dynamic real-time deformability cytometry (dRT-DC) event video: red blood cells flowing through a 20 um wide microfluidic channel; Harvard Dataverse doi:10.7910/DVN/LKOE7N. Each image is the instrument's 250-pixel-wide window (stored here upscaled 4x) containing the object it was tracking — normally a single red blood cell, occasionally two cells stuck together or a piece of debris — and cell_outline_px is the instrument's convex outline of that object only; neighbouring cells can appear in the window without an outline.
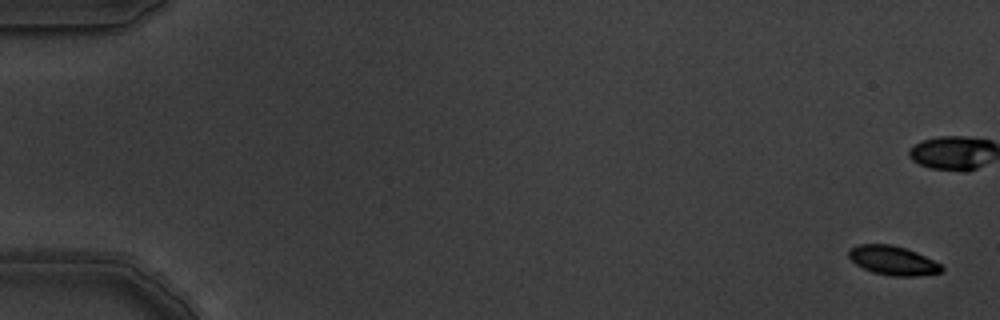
{"species": "common noctule bat (a hibernating species)", "species_latin": "Nyctalus noctula", "temperature_condition": "warm", "stored_images_in_passage": 7, "segment_of_instrument_passage": [1, 2], "camera_frame_rate_fps": 3000, "um_per_image_px": 0.085, "animal": {"sex": "male", "body_mass_g": 19.5, "forearm_length_mm": 54.6}, "frame": {"image": 1, "passage_image": 1, "time_ms": 0.0, "image_size_px": [1000, 320], "cell_outline_px": [[944, 268], [940, 272], [920, 276], [892, 276], [872, 272], [856, 264], [848, 256], [848, 248], [856, 244], [892, 244], [916, 252], [940, 264]], "centroid_in_image_um": [75.86, 22.13], "position_along_channel_um": 9.1, "area_um2": 15.72}}